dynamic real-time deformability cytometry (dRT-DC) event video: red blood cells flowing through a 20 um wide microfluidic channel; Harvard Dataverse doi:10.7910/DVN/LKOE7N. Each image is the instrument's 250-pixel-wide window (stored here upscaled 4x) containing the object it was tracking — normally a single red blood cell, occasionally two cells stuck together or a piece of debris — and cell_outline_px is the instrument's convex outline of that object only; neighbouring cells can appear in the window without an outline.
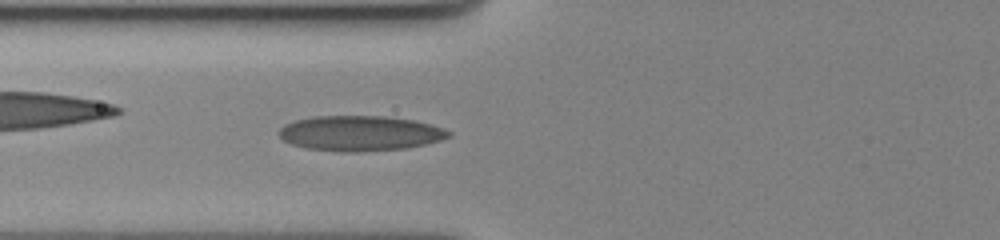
{"species": "human", "species_latin": "Homo sapiens", "temperature_condition": "cold", "stored_images_in_passage": 48, "camera_frame_rate_fps": 3000, "um_per_image_px": 0.085, "donor": {"sex": "female"}, "frame": {"image": 1, "passage_image": 14, "time_ms": 4.333, "image_size_px": [1000, 240], "cell_outline_px": [[452, 136], [440, 140], [424, 144], [404, 148], [356, 152], [348, 152], [308, 148], [292, 144], [284, 140], [276, 132], [284, 124], [296, 120], [312, 116], [384, 116], [416, 120], [444, 128], [452, 132]], "centroid_in_image_um": [30.61, 11.31], "position_along_channel_um": 95.2, "area_um2": 34.74}}
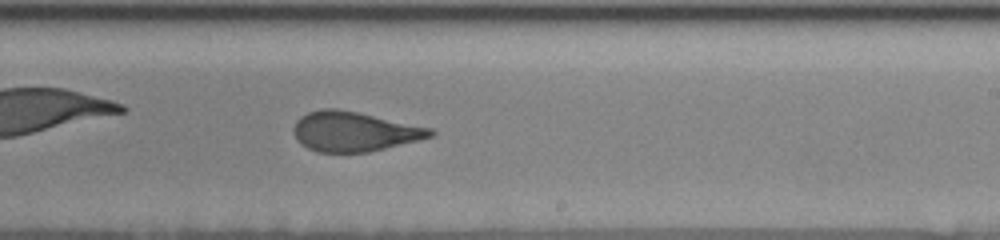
{"frame": {"image": 2, "passage_image": 28, "time_ms": 9.0, "image_size_px": [1000, 240], "cell_outline_px": [[436, 132], [432, 136], [368, 152], [316, 152], [308, 148], [296, 140], [292, 128], [296, 120], [300, 116], [308, 112], [320, 108], [336, 108], [356, 112], [432, 128]], "centroid_in_image_um": [30.03, 11.17], "position_along_channel_um": 259.0, "area_um2": 31.44}}
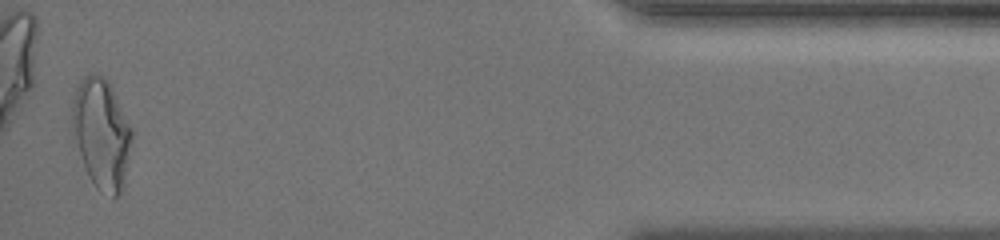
{"frame": {"image": 3, "passage_image": 47, "time_ms": 15.333, "image_size_px": [1000, 240], "cell_outline_px": [[132, 136], [124, 188], [120, 196], [112, 196], [96, 188], [84, 164], [72, 136], [72, 104], [76, 88], [80, 80], [84, 76], [92, 72], [104, 76], [108, 80], [132, 128]], "centroid_in_image_um": [8.63, 11.33], "position_along_channel_um": 426.6, "area_um2": 38.26}, "authors_computed_cell_mechanics": {"area_um2": 32.3969, "velocity_mm_per_s": 3.4949, "shape_relaxation_time_tau1_ms": 5.2293, "shape_relaxation_time_tau2_ms": 1.2269, "deformation_change_tau1": 0.1645, "deformation_change_tau2": 0.0884}}